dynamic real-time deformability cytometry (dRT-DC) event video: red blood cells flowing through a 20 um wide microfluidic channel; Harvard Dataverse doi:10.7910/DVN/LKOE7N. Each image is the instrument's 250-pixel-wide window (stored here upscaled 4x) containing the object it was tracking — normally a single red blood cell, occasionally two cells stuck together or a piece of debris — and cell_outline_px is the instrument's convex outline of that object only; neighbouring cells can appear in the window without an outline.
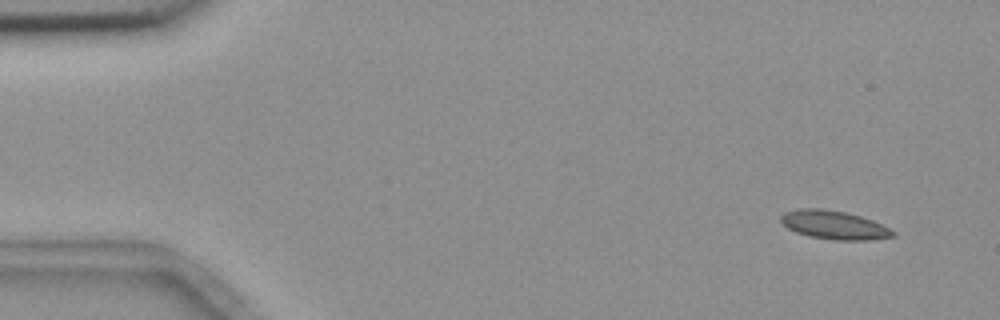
{"species": "common noctule bat (a hibernating species)", "species_latin": "Nyctalus noctula", "temperature_condition": "room temperature", "stored_images_in_passage": 4, "camera_frame_rate_fps": 3000, "um_per_image_px": 0.085, "animal": {"sex": "female", "body_mass_g": 18.4}, "frame": {"image": 1, "passage_image": 1, "time_ms": 0.0, "image_size_px": [1000, 320], "cell_outline_px": [[896, 236], [868, 240], [832, 240], [808, 236], [796, 232], [788, 228], [780, 220], [780, 216], [784, 212], [800, 208], [820, 208], [844, 212], [860, 216], [872, 220], [896, 232]], "centroid_in_image_um": [70.88, 19.13], "position_along_channel_um": 14.1, "area_um2": 18.61}}